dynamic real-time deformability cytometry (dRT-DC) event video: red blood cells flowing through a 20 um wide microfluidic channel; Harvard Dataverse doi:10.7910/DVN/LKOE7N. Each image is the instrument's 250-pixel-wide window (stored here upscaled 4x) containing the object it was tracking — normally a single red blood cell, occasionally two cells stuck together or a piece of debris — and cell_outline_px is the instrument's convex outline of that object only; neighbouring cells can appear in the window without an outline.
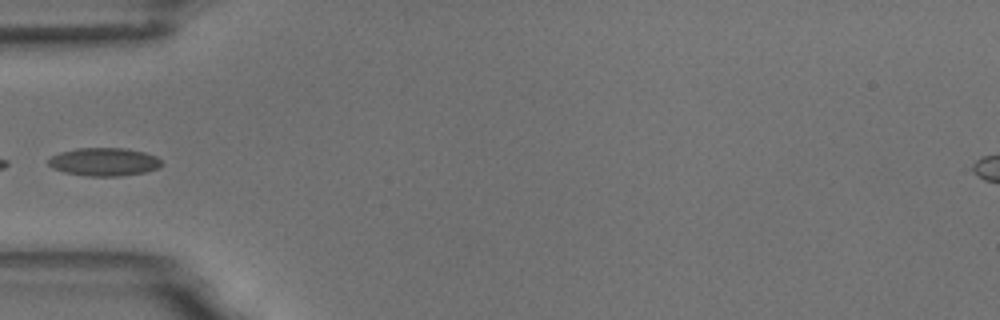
{"species": "common noctule bat (a hibernating species)", "species_latin": "Nyctalus noctula", "temperature_condition": "room temperature", "stored_images_in_passage": 6, "segment_of_instrument_passage": [2, 2], "camera_frame_rate_fps": 3000, "um_per_image_px": 0.085, "animal": {"sex": "male", "body_mass_g": 18.8}, "frame": {"image": 1, "passage_image": 5, "time_ms": 5.667, "image_size_px": [1000, 320], "cell_outline_px": [[164, 164], [156, 168], [144, 172], [120, 176], [88, 176], [64, 172], [52, 168], [48, 164], [48, 160], [52, 156], [60, 152], [76, 148], [124, 148], [144, 152], [156, 156]], "centroid_in_image_um": [8.83, 13.75], "position_along_channel_um": 76.2, "area_um2": 18.5}}